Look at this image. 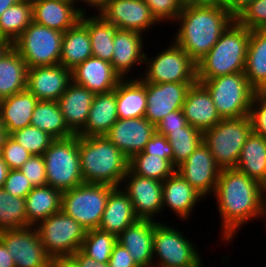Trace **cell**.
<instances>
[{
  "instance_id": "8992f818",
  "label": "cell",
  "mask_w": 266,
  "mask_h": 267,
  "mask_svg": "<svg viewBox=\"0 0 266 267\" xmlns=\"http://www.w3.org/2000/svg\"><path fill=\"white\" fill-rule=\"evenodd\" d=\"M201 83L210 93L221 119L249 115L256 91L251 87L244 72L222 75Z\"/></svg>"
},
{
  "instance_id": "83f0119b",
  "label": "cell",
  "mask_w": 266,
  "mask_h": 267,
  "mask_svg": "<svg viewBox=\"0 0 266 267\" xmlns=\"http://www.w3.org/2000/svg\"><path fill=\"white\" fill-rule=\"evenodd\" d=\"M117 120L116 88L107 93L95 94L87 122L77 135L105 136Z\"/></svg>"
},
{
  "instance_id": "003e7915",
  "label": "cell",
  "mask_w": 266,
  "mask_h": 267,
  "mask_svg": "<svg viewBox=\"0 0 266 267\" xmlns=\"http://www.w3.org/2000/svg\"><path fill=\"white\" fill-rule=\"evenodd\" d=\"M264 194V200H263V216L262 219L266 220V191H263ZM266 223V221H264ZM266 226V224H264Z\"/></svg>"
},
{
  "instance_id": "94428289",
  "label": "cell",
  "mask_w": 266,
  "mask_h": 267,
  "mask_svg": "<svg viewBox=\"0 0 266 267\" xmlns=\"http://www.w3.org/2000/svg\"><path fill=\"white\" fill-rule=\"evenodd\" d=\"M10 136L11 134L6 130L5 124L2 121V118L0 115V149L7 143Z\"/></svg>"
},
{
  "instance_id": "ee69618b",
  "label": "cell",
  "mask_w": 266,
  "mask_h": 267,
  "mask_svg": "<svg viewBox=\"0 0 266 267\" xmlns=\"http://www.w3.org/2000/svg\"><path fill=\"white\" fill-rule=\"evenodd\" d=\"M235 20L249 30L266 29V0H255L248 4Z\"/></svg>"
},
{
  "instance_id": "cb8c5ba5",
  "label": "cell",
  "mask_w": 266,
  "mask_h": 267,
  "mask_svg": "<svg viewBox=\"0 0 266 267\" xmlns=\"http://www.w3.org/2000/svg\"><path fill=\"white\" fill-rule=\"evenodd\" d=\"M203 197L178 173L162 182V208H168L181 220H187Z\"/></svg>"
},
{
  "instance_id": "484cf974",
  "label": "cell",
  "mask_w": 266,
  "mask_h": 267,
  "mask_svg": "<svg viewBox=\"0 0 266 267\" xmlns=\"http://www.w3.org/2000/svg\"><path fill=\"white\" fill-rule=\"evenodd\" d=\"M95 94L73 81L57 100L67 126L77 134L86 124Z\"/></svg>"
},
{
  "instance_id": "f1b7e54d",
  "label": "cell",
  "mask_w": 266,
  "mask_h": 267,
  "mask_svg": "<svg viewBox=\"0 0 266 267\" xmlns=\"http://www.w3.org/2000/svg\"><path fill=\"white\" fill-rule=\"evenodd\" d=\"M116 105L120 119L145 117L147 102L144 81L140 77L122 78L116 87Z\"/></svg>"
},
{
  "instance_id": "2e32d148",
  "label": "cell",
  "mask_w": 266,
  "mask_h": 267,
  "mask_svg": "<svg viewBox=\"0 0 266 267\" xmlns=\"http://www.w3.org/2000/svg\"><path fill=\"white\" fill-rule=\"evenodd\" d=\"M98 13L119 29L132 30L141 34L158 24L144 0H107Z\"/></svg>"
},
{
  "instance_id": "d6986e66",
  "label": "cell",
  "mask_w": 266,
  "mask_h": 267,
  "mask_svg": "<svg viewBox=\"0 0 266 267\" xmlns=\"http://www.w3.org/2000/svg\"><path fill=\"white\" fill-rule=\"evenodd\" d=\"M71 82L72 70L60 64L27 69L26 89L41 101H57Z\"/></svg>"
},
{
  "instance_id": "bcb514c9",
  "label": "cell",
  "mask_w": 266,
  "mask_h": 267,
  "mask_svg": "<svg viewBox=\"0 0 266 267\" xmlns=\"http://www.w3.org/2000/svg\"><path fill=\"white\" fill-rule=\"evenodd\" d=\"M0 154L9 170L20 169L32 155L11 136L0 149Z\"/></svg>"
},
{
  "instance_id": "8d00e7d4",
  "label": "cell",
  "mask_w": 266,
  "mask_h": 267,
  "mask_svg": "<svg viewBox=\"0 0 266 267\" xmlns=\"http://www.w3.org/2000/svg\"><path fill=\"white\" fill-rule=\"evenodd\" d=\"M30 125L47 132L55 139H64L75 135L67 126L57 101L38 100Z\"/></svg>"
},
{
  "instance_id": "b9f144b4",
  "label": "cell",
  "mask_w": 266,
  "mask_h": 267,
  "mask_svg": "<svg viewBox=\"0 0 266 267\" xmlns=\"http://www.w3.org/2000/svg\"><path fill=\"white\" fill-rule=\"evenodd\" d=\"M117 243V236L99 229L86 231L85 238L80 250L88 257L99 263L109 262L114 245Z\"/></svg>"
},
{
  "instance_id": "836d02e7",
  "label": "cell",
  "mask_w": 266,
  "mask_h": 267,
  "mask_svg": "<svg viewBox=\"0 0 266 267\" xmlns=\"http://www.w3.org/2000/svg\"><path fill=\"white\" fill-rule=\"evenodd\" d=\"M27 65L11 47L0 59V100L26 89Z\"/></svg>"
},
{
  "instance_id": "d590c367",
  "label": "cell",
  "mask_w": 266,
  "mask_h": 267,
  "mask_svg": "<svg viewBox=\"0 0 266 267\" xmlns=\"http://www.w3.org/2000/svg\"><path fill=\"white\" fill-rule=\"evenodd\" d=\"M235 168L262 184L266 178V139L252 132L242 147Z\"/></svg>"
},
{
  "instance_id": "e7e4bbea",
  "label": "cell",
  "mask_w": 266,
  "mask_h": 267,
  "mask_svg": "<svg viewBox=\"0 0 266 267\" xmlns=\"http://www.w3.org/2000/svg\"><path fill=\"white\" fill-rule=\"evenodd\" d=\"M12 47V43L6 39L0 38V59Z\"/></svg>"
},
{
  "instance_id": "6da1fadb",
  "label": "cell",
  "mask_w": 266,
  "mask_h": 267,
  "mask_svg": "<svg viewBox=\"0 0 266 267\" xmlns=\"http://www.w3.org/2000/svg\"><path fill=\"white\" fill-rule=\"evenodd\" d=\"M212 196L217 199L222 237L226 243L233 240L240 226L263 216L261 184L236 168L221 169Z\"/></svg>"
},
{
  "instance_id": "52a82bcc",
  "label": "cell",
  "mask_w": 266,
  "mask_h": 267,
  "mask_svg": "<svg viewBox=\"0 0 266 267\" xmlns=\"http://www.w3.org/2000/svg\"><path fill=\"white\" fill-rule=\"evenodd\" d=\"M47 185L61 192L84 183L81 169L78 135L55 139L44 152Z\"/></svg>"
},
{
  "instance_id": "a7ac6f4b",
  "label": "cell",
  "mask_w": 266,
  "mask_h": 267,
  "mask_svg": "<svg viewBox=\"0 0 266 267\" xmlns=\"http://www.w3.org/2000/svg\"><path fill=\"white\" fill-rule=\"evenodd\" d=\"M261 187H262V191H266V178L263 181V183L261 184Z\"/></svg>"
},
{
  "instance_id": "ba28073f",
  "label": "cell",
  "mask_w": 266,
  "mask_h": 267,
  "mask_svg": "<svg viewBox=\"0 0 266 267\" xmlns=\"http://www.w3.org/2000/svg\"><path fill=\"white\" fill-rule=\"evenodd\" d=\"M115 187L83 183L62 192L61 210L86 230L98 229L110 192Z\"/></svg>"
},
{
  "instance_id": "603a6c76",
  "label": "cell",
  "mask_w": 266,
  "mask_h": 267,
  "mask_svg": "<svg viewBox=\"0 0 266 267\" xmlns=\"http://www.w3.org/2000/svg\"><path fill=\"white\" fill-rule=\"evenodd\" d=\"M182 111L189 125L204 132L221 121L208 90L199 82L191 85Z\"/></svg>"
},
{
  "instance_id": "ffe728a7",
  "label": "cell",
  "mask_w": 266,
  "mask_h": 267,
  "mask_svg": "<svg viewBox=\"0 0 266 267\" xmlns=\"http://www.w3.org/2000/svg\"><path fill=\"white\" fill-rule=\"evenodd\" d=\"M33 22L65 32L74 27L86 8L76 7L72 0H31Z\"/></svg>"
},
{
  "instance_id": "5bb4252c",
  "label": "cell",
  "mask_w": 266,
  "mask_h": 267,
  "mask_svg": "<svg viewBox=\"0 0 266 267\" xmlns=\"http://www.w3.org/2000/svg\"><path fill=\"white\" fill-rule=\"evenodd\" d=\"M220 171L221 168L216 164L212 153L204 142L176 167V172L203 198L214 194Z\"/></svg>"
},
{
  "instance_id": "c3c4849f",
  "label": "cell",
  "mask_w": 266,
  "mask_h": 267,
  "mask_svg": "<svg viewBox=\"0 0 266 267\" xmlns=\"http://www.w3.org/2000/svg\"><path fill=\"white\" fill-rule=\"evenodd\" d=\"M33 185L20 169L9 170L3 189L12 196L25 198L33 189Z\"/></svg>"
},
{
  "instance_id": "11a10c76",
  "label": "cell",
  "mask_w": 266,
  "mask_h": 267,
  "mask_svg": "<svg viewBox=\"0 0 266 267\" xmlns=\"http://www.w3.org/2000/svg\"><path fill=\"white\" fill-rule=\"evenodd\" d=\"M255 0H226V9L236 17L242 9Z\"/></svg>"
},
{
  "instance_id": "4dcf8cb0",
  "label": "cell",
  "mask_w": 266,
  "mask_h": 267,
  "mask_svg": "<svg viewBox=\"0 0 266 267\" xmlns=\"http://www.w3.org/2000/svg\"><path fill=\"white\" fill-rule=\"evenodd\" d=\"M80 22L88 29L93 57L111 63L114 49L113 40L119 28L107 22L98 13L95 15L93 13L92 17L83 13Z\"/></svg>"
},
{
  "instance_id": "f35d334b",
  "label": "cell",
  "mask_w": 266,
  "mask_h": 267,
  "mask_svg": "<svg viewBox=\"0 0 266 267\" xmlns=\"http://www.w3.org/2000/svg\"><path fill=\"white\" fill-rule=\"evenodd\" d=\"M128 169L137 176L152 178L161 182L176 171L172 160L144 152L137 153L129 159Z\"/></svg>"
},
{
  "instance_id": "f5cc1de1",
  "label": "cell",
  "mask_w": 266,
  "mask_h": 267,
  "mask_svg": "<svg viewBox=\"0 0 266 267\" xmlns=\"http://www.w3.org/2000/svg\"><path fill=\"white\" fill-rule=\"evenodd\" d=\"M108 263L110 267H138L130 252L118 242L113 247Z\"/></svg>"
},
{
  "instance_id": "8fae6325",
  "label": "cell",
  "mask_w": 266,
  "mask_h": 267,
  "mask_svg": "<svg viewBox=\"0 0 266 267\" xmlns=\"http://www.w3.org/2000/svg\"><path fill=\"white\" fill-rule=\"evenodd\" d=\"M35 228L51 258L71 257L80 249L87 231L62 210L40 221Z\"/></svg>"
},
{
  "instance_id": "ac0fdd59",
  "label": "cell",
  "mask_w": 266,
  "mask_h": 267,
  "mask_svg": "<svg viewBox=\"0 0 266 267\" xmlns=\"http://www.w3.org/2000/svg\"><path fill=\"white\" fill-rule=\"evenodd\" d=\"M156 132V126L145 117L120 119L109 129L105 137L130 159L143 152L146 143Z\"/></svg>"
},
{
  "instance_id": "680465c9",
  "label": "cell",
  "mask_w": 266,
  "mask_h": 267,
  "mask_svg": "<svg viewBox=\"0 0 266 267\" xmlns=\"http://www.w3.org/2000/svg\"><path fill=\"white\" fill-rule=\"evenodd\" d=\"M50 267H79V265L72 257H58L51 259Z\"/></svg>"
},
{
  "instance_id": "e0dca14e",
  "label": "cell",
  "mask_w": 266,
  "mask_h": 267,
  "mask_svg": "<svg viewBox=\"0 0 266 267\" xmlns=\"http://www.w3.org/2000/svg\"><path fill=\"white\" fill-rule=\"evenodd\" d=\"M195 83L144 82L146 87L145 118L156 126L170 112L182 109L187 92Z\"/></svg>"
},
{
  "instance_id": "7c38bea8",
  "label": "cell",
  "mask_w": 266,
  "mask_h": 267,
  "mask_svg": "<svg viewBox=\"0 0 266 267\" xmlns=\"http://www.w3.org/2000/svg\"><path fill=\"white\" fill-rule=\"evenodd\" d=\"M178 230L167 225V222L164 224L158 220L155 224L153 267H199L202 264L203 261L190 238L187 239Z\"/></svg>"
},
{
  "instance_id": "f6af8a7d",
  "label": "cell",
  "mask_w": 266,
  "mask_h": 267,
  "mask_svg": "<svg viewBox=\"0 0 266 267\" xmlns=\"http://www.w3.org/2000/svg\"><path fill=\"white\" fill-rule=\"evenodd\" d=\"M158 22H175L183 9V0H144Z\"/></svg>"
},
{
  "instance_id": "f907efd6",
  "label": "cell",
  "mask_w": 266,
  "mask_h": 267,
  "mask_svg": "<svg viewBox=\"0 0 266 267\" xmlns=\"http://www.w3.org/2000/svg\"><path fill=\"white\" fill-rule=\"evenodd\" d=\"M143 152L145 154L157 155L166 160H172L173 164L172 146L164 135L157 132H155L152 138L146 143Z\"/></svg>"
},
{
  "instance_id": "7a4b0ae2",
  "label": "cell",
  "mask_w": 266,
  "mask_h": 267,
  "mask_svg": "<svg viewBox=\"0 0 266 267\" xmlns=\"http://www.w3.org/2000/svg\"><path fill=\"white\" fill-rule=\"evenodd\" d=\"M234 20L226 8L184 4L175 21L179 29L173 41L197 63Z\"/></svg>"
},
{
  "instance_id": "7bdbcfd3",
  "label": "cell",
  "mask_w": 266,
  "mask_h": 267,
  "mask_svg": "<svg viewBox=\"0 0 266 267\" xmlns=\"http://www.w3.org/2000/svg\"><path fill=\"white\" fill-rule=\"evenodd\" d=\"M11 137L32 155H43L55 140L47 132L31 125L14 131Z\"/></svg>"
},
{
  "instance_id": "9f6ffc18",
  "label": "cell",
  "mask_w": 266,
  "mask_h": 267,
  "mask_svg": "<svg viewBox=\"0 0 266 267\" xmlns=\"http://www.w3.org/2000/svg\"><path fill=\"white\" fill-rule=\"evenodd\" d=\"M186 5L226 8V0H183Z\"/></svg>"
},
{
  "instance_id": "6f0895ef",
  "label": "cell",
  "mask_w": 266,
  "mask_h": 267,
  "mask_svg": "<svg viewBox=\"0 0 266 267\" xmlns=\"http://www.w3.org/2000/svg\"><path fill=\"white\" fill-rule=\"evenodd\" d=\"M0 267H16L14 260L6 248L5 244L0 240Z\"/></svg>"
},
{
  "instance_id": "3957f363",
  "label": "cell",
  "mask_w": 266,
  "mask_h": 267,
  "mask_svg": "<svg viewBox=\"0 0 266 267\" xmlns=\"http://www.w3.org/2000/svg\"><path fill=\"white\" fill-rule=\"evenodd\" d=\"M80 169L84 183L120 187L129 159L105 136H78Z\"/></svg>"
},
{
  "instance_id": "5b68a950",
  "label": "cell",
  "mask_w": 266,
  "mask_h": 267,
  "mask_svg": "<svg viewBox=\"0 0 266 267\" xmlns=\"http://www.w3.org/2000/svg\"><path fill=\"white\" fill-rule=\"evenodd\" d=\"M253 132L249 115L221 119L211 129L203 132V142L221 168H235L242 147Z\"/></svg>"
},
{
  "instance_id": "30bf717a",
  "label": "cell",
  "mask_w": 266,
  "mask_h": 267,
  "mask_svg": "<svg viewBox=\"0 0 266 267\" xmlns=\"http://www.w3.org/2000/svg\"><path fill=\"white\" fill-rule=\"evenodd\" d=\"M63 34L32 22L12 47L26 62L27 68L56 65L60 62Z\"/></svg>"
},
{
  "instance_id": "db71d44e",
  "label": "cell",
  "mask_w": 266,
  "mask_h": 267,
  "mask_svg": "<svg viewBox=\"0 0 266 267\" xmlns=\"http://www.w3.org/2000/svg\"><path fill=\"white\" fill-rule=\"evenodd\" d=\"M79 267H110L109 263H99L95 259L86 256L80 249L71 256Z\"/></svg>"
},
{
  "instance_id": "816d5d0a",
  "label": "cell",
  "mask_w": 266,
  "mask_h": 267,
  "mask_svg": "<svg viewBox=\"0 0 266 267\" xmlns=\"http://www.w3.org/2000/svg\"><path fill=\"white\" fill-rule=\"evenodd\" d=\"M188 124L182 109L170 112L156 125V132L166 136L170 131L181 130Z\"/></svg>"
},
{
  "instance_id": "91938a15",
  "label": "cell",
  "mask_w": 266,
  "mask_h": 267,
  "mask_svg": "<svg viewBox=\"0 0 266 267\" xmlns=\"http://www.w3.org/2000/svg\"><path fill=\"white\" fill-rule=\"evenodd\" d=\"M75 5H77V1L79 2H83V4H85V6H89L92 8H94L95 10H97V12H99L106 4L107 0H72Z\"/></svg>"
},
{
  "instance_id": "d4e9b609",
  "label": "cell",
  "mask_w": 266,
  "mask_h": 267,
  "mask_svg": "<svg viewBox=\"0 0 266 267\" xmlns=\"http://www.w3.org/2000/svg\"><path fill=\"white\" fill-rule=\"evenodd\" d=\"M144 39L143 34L139 32L123 29H119L114 37L111 65L121 78H127L136 64L144 63Z\"/></svg>"
},
{
  "instance_id": "7402d4cb",
  "label": "cell",
  "mask_w": 266,
  "mask_h": 267,
  "mask_svg": "<svg viewBox=\"0 0 266 267\" xmlns=\"http://www.w3.org/2000/svg\"><path fill=\"white\" fill-rule=\"evenodd\" d=\"M157 220L139 219L117 236L138 267H153V235Z\"/></svg>"
},
{
  "instance_id": "74e56055",
  "label": "cell",
  "mask_w": 266,
  "mask_h": 267,
  "mask_svg": "<svg viewBox=\"0 0 266 267\" xmlns=\"http://www.w3.org/2000/svg\"><path fill=\"white\" fill-rule=\"evenodd\" d=\"M32 22V1L21 0L7 8L0 16V38L13 43Z\"/></svg>"
},
{
  "instance_id": "6125c7cd",
  "label": "cell",
  "mask_w": 266,
  "mask_h": 267,
  "mask_svg": "<svg viewBox=\"0 0 266 267\" xmlns=\"http://www.w3.org/2000/svg\"><path fill=\"white\" fill-rule=\"evenodd\" d=\"M9 168L2 159V156L0 154V188H3L4 182L7 178Z\"/></svg>"
},
{
  "instance_id": "277c9868",
  "label": "cell",
  "mask_w": 266,
  "mask_h": 267,
  "mask_svg": "<svg viewBox=\"0 0 266 267\" xmlns=\"http://www.w3.org/2000/svg\"><path fill=\"white\" fill-rule=\"evenodd\" d=\"M249 39L250 30L234 20L197 62V81L244 72Z\"/></svg>"
},
{
  "instance_id": "9a60e30c",
  "label": "cell",
  "mask_w": 266,
  "mask_h": 267,
  "mask_svg": "<svg viewBox=\"0 0 266 267\" xmlns=\"http://www.w3.org/2000/svg\"><path fill=\"white\" fill-rule=\"evenodd\" d=\"M125 182V183H124ZM122 190L130 198L136 216L142 220H154L161 214L162 182L156 179L137 176L129 169L122 181Z\"/></svg>"
},
{
  "instance_id": "4316f807",
  "label": "cell",
  "mask_w": 266,
  "mask_h": 267,
  "mask_svg": "<svg viewBox=\"0 0 266 267\" xmlns=\"http://www.w3.org/2000/svg\"><path fill=\"white\" fill-rule=\"evenodd\" d=\"M138 220L130 198L122 187H116L109 194L98 229L118 236Z\"/></svg>"
},
{
  "instance_id": "7dc6e473",
  "label": "cell",
  "mask_w": 266,
  "mask_h": 267,
  "mask_svg": "<svg viewBox=\"0 0 266 267\" xmlns=\"http://www.w3.org/2000/svg\"><path fill=\"white\" fill-rule=\"evenodd\" d=\"M33 187L47 185L46 169L43 155H31L20 168Z\"/></svg>"
},
{
  "instance_id": "d6a6232c",
  "label": "cell",
  "mask_w": 266,
  "mask_h": 267,
  "mask_svg": "<svg viewBox=\"0 0 266 267\" xmlns=\"http://www.w3.org/2000/svg\"><path fill=\"white\" fill-rule=\"evenodd\" d=\"M92 56L88 29L79 21L63 34L59 64L72 70Z\"/></svg>"
},
{
  "instance_id": "4fadbf2b",
  "label": "cell",
  "mask_w": 266,
  "mask_h": 267,
  "mask_svg": "<svg viewBox=\"0 0 266 267\" xmlns=\"http://www.w3.org/2000/svg\"><path fill=\"white\" fill-rule=\"evenodd\" d=\"M0 240L16 267H50L52 258L44 250L35 226L1 230Z\"/></svg>"
},
{
  "instance_id": "03108f58",
  "label": "cell",
  "mask_w": 266,
  "mask_h": 267,
  "mask_svg": "<svg viewBox=\"0 0 266 267\" xmlns=\"http://www.w3.org/2000/svg\"><path fill=\"white\" fill-rule=\"evenodd\" d=\"M256 94L266 102V84L263 85L259 90L256 91Z\"/></svg>"
},
{
  "instance_id": "681fc988",
  "label": "cell",
  "mask_w": 266,
  "mask_h": 267,
  "mask_svg": "<svg viewBox=\"0 0 266 267\" xmlns=\"http://www.w3.org/2000/svg\"><path fill=\"white\" fill-rule=\"evenodd\" d=\"M249 117L253 132L266 139V102L257 94L252 99Z\"/></svg>"
},
{
  "instance_id": "e575fe53",
  "label": "cell",
  "mask_w": 266,
  "mask_h": 267,
  "mask_svg": "<svg viewBox=\"0 0 266 267\" xmlns=\"http://www.w3.org/2000/svg\"><path fill=\"white\" fill-rule=\"evenodd\" d=\"M244 74L255 91L266 84V29L250 30Z\"/></svg>"
},
{
  "instance_id": "44dd1931",
  "label": "cell",
  "mask_w": 266,
  "mask_h": 267,
  "mask_svg": "<svg viewBox=\"0 0 266 267\" xmlns=\"http://www.w3.org/2000/svg\"><path fill=\"white\" fill-rule=\"evenodd\" d=\"M121 79L111 63L93 56L72 69V81L94 94L113 91Z\"/></svg>"
},
{
  "instance_id": "f546056e",
  "label": "cell",
  "mask_w": 266,
  "mask_h": 267,
  "mask_svg": "<svg viewBox=\"0 0 266 267\" xmlns=\"http://www.w3.org/2000/svg\"><path fill=\"white\" fill-rule=\"evenodd\" d=\"M37 102L38 99L27 89L0 100V115L10 134L30 126Z\"/></svg>"
},
{
  "instance_id": "1f68e13d",
  "label": "cell",
  "mask_w": 266,
  "mask_h": 267,
  "mask_svg": "<svg viewBox=\"0 0 266 267\" xmlns=\"http://www.w3.org/2000/svg\"><path fill=\"white\" fill-rule=\"evenodd\" d=\"M62 192L49 185L34 187L25 197L28 226L61 211Z\"/></svg>"
},
{
  "instance_id": "9c48e42d",
  "label": "cell",
  "mask_w": 266,
  "mask_h": 267,
  "mask_svg": "<svg viewBox=\"0 0 266 267\" xmlns=\"http://www.w3.org/2000/svg\"><path fill=\"white\" fill-rule=\"evenodd\" d=\"M149 58L145 54V74L142 72L140 76L144 82L155 84L197 82V63L174 41L170 42L167 49Z\"/></svg>"
},
{
  "instance_id": "ab89813d",
  "label": "cell",
  "mask_w": 266,
  "mask_h": 267,
  "mask_svg": "<svg viewBox=\"0 0 266 267\" xmlns=\"http://www.w3.org/2000/svg\"><path fill=\"white\" fill-rule=\"evenodd\" d=\"M173 149V165L185 161L203 142V132L187 124L181 130L170 131L166 136Z\"/></svg>"
},
{
  "instance_id": "60d3db41",
  "label": "cell",
  "mask_w": 266,
  "mask_h": 267,
  "mask_svg": "<svg viewBox=\"0 0 266 267\" xmlns=\"http://www.w3.org/2000/svg\"><path fill=\"white\" fill-rule=\"evenodd\" d=\"M27 226L25 198L12 196L0 188V231Z\"/></svg>"
},
{
  "instance_id": "be15d7a7",
  "label": "cell",
  "mask_w": 266,
  "mask_h": 267,
  "mask_svg": "<svg viewBox=\"0 0 266 267\" xmlns=\"http://www.w3.org/2000/svg\"><path fill=\"white\" fill-rule=\"evenodd\" d=\"M21 0H0V16L9 7L19 3Z\"/></svg>"
}]
</instances>
